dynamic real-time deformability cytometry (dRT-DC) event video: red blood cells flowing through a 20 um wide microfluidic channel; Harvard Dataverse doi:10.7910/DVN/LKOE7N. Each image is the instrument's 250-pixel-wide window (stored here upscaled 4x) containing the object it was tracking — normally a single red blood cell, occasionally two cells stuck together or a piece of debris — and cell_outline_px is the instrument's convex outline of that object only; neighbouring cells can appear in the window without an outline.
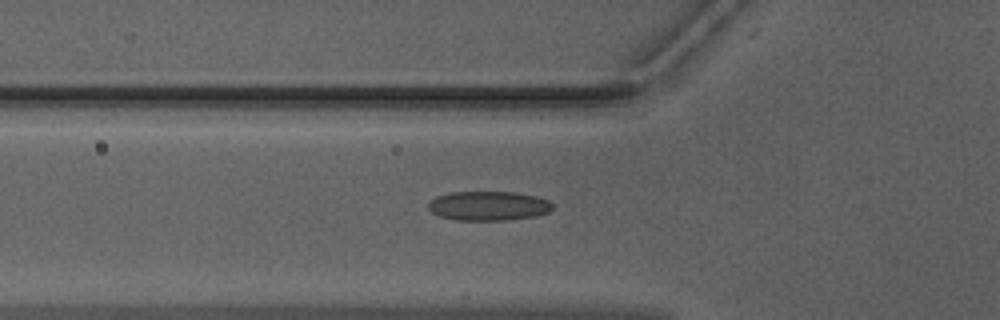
{"species": "Egyptian fruit bat (a non-hibernating species)", "species_latin": "Rousettus aegyptiacus", "temperature_condition": "warm", "stored_images_in_passage": 25, "camera_frame_rate_fps": 3000, "um_per_image_px": 0.085, "animal": {"sex": "male"}, "frame": {"image": 1, "passage_image": 15, "time_ms": 4.667, "image_size_px": [1000, 320], "cell_outline_px": [[552, 208], [548, 212], [536, 216], [504, 220], [456, 220], [440, 216], [432, 212], [428, 208], [428, 204], [436, 196], [452, 192], [516, 192], [536, 196], [548, 200], [552, 204]], "centroid_in_image_um": [41.52, 17.49], "position_along_channel_um": 84.3, "area_um2": 21.15}}
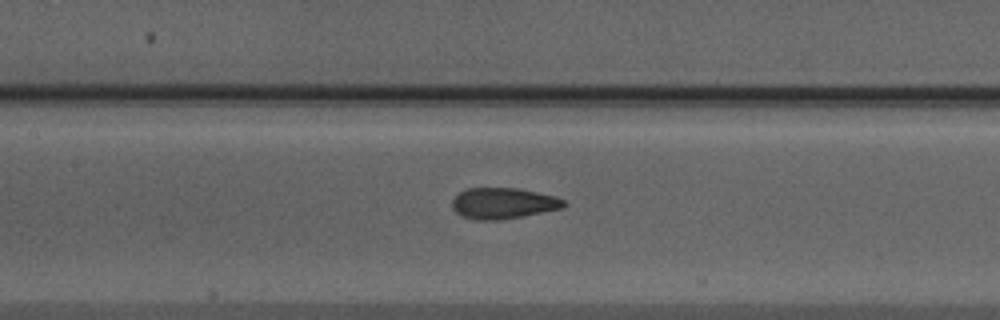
{"frame": {"image": 2, "passage_image": 21, "time_ms": 6.667, "image_size_px": [1000, 320], "cell_outline_px": [[568, 204], [560, 208], [500, 220], [476, 220], [464, 216], [456, 212], [452, 208], [452, 200], [460, 192], [468, 188], [516, 188], [556, 196], [564, 200]], "centroid_in_image_um": [42.75, 17.27], "position_along_channel_um": 164.6, "area_um2": 19.88}}
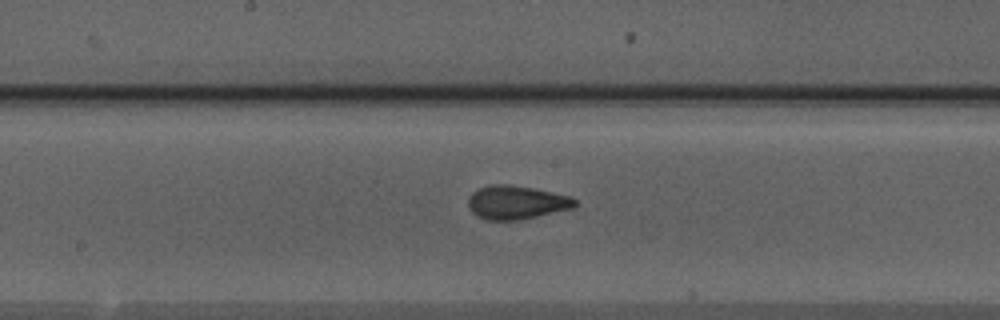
{"frame": {"image": 3, "passage_image": 24, "time_ms": 7.667, "image_size_px": [1000, 320], "cell_outline_px": [[580, 204], [572, 208], [520, 220], [488, 220], [472, 212], [468, 208], [468, 196], [472, 192], [480, 188], [492, 184], [508, 184], [532, 188], [572, 196]], "centroid_in_image_um": [43.91, 17.2], "position_along_channel_um": 204.3, "area_um2": 20.92}}